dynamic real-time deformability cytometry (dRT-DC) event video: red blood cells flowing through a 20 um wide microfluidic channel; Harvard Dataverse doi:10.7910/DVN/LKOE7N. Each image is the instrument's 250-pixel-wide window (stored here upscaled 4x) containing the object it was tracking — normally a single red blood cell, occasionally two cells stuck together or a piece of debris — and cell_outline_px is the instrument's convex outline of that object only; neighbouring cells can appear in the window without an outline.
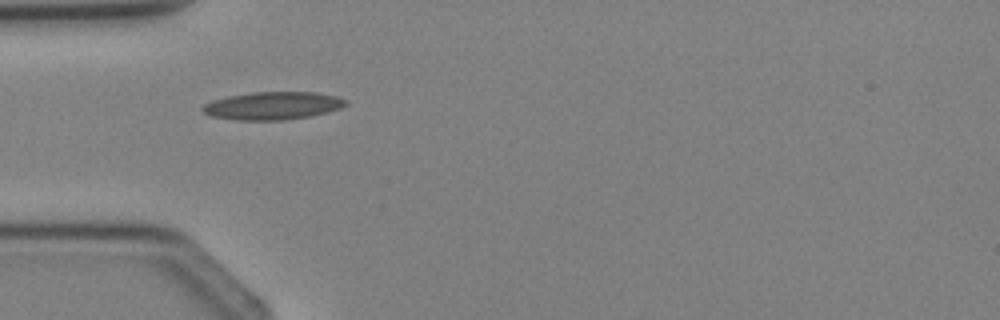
{"species": "Egyptian fruit bat (a non-hibernating species)", "species_latin": "Rousettus aegyptiacus", "temperature_condition": "cold", "stored_images_in_passage": 4, "camera_frame_rate_fps": 3000, "um_per_image_px": 0.085, "animal": {"sex": "female"}, "frame": {"image": 1, "passage_image": 3, "time_ms": 3.333, "image_size_px": [1000, 320], "cell_outline_px": [[348, 104], [340, 108], [328, 112], [312, 116], [284, 120], [236, 120], [212, 116], [204, 112], [200, 108], [204, 104], [212, 100], [228, 96], [252, 92], [316, 92], [336, 96], [348, 100]], "centroid_in_image_um": [23.2, 8.98], "position_along_channel_um": 61.8, "area_um2": 23.35}}
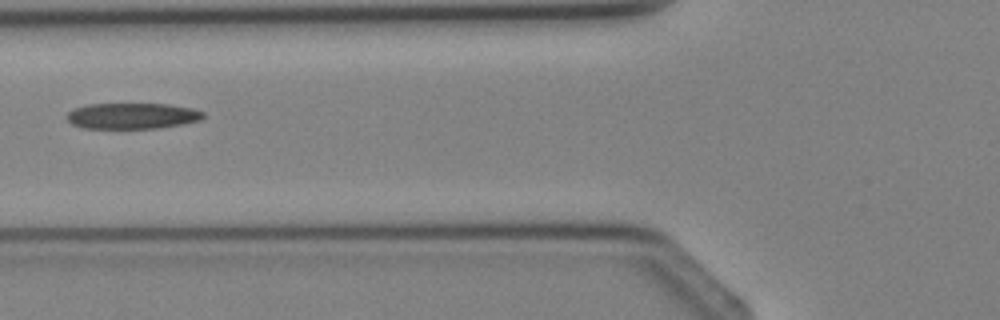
{"frame": {"image": 2, "passage_image": 4, "time_ms": 4.333, "image_size_px": [1000, 320], "cell_outline_px": [[204, 116], [200, 120], [184, 124], [156, 128], [84, 128], [72, 124], [68, 120], [68, 112], [76, 108], [88, 104], [168, 104], [192, 108], [204, 112]], "centroid_in_image_um": [11.27, 9.85], "position_along_channel_um": 114.5, "area_um2": 20.46}}